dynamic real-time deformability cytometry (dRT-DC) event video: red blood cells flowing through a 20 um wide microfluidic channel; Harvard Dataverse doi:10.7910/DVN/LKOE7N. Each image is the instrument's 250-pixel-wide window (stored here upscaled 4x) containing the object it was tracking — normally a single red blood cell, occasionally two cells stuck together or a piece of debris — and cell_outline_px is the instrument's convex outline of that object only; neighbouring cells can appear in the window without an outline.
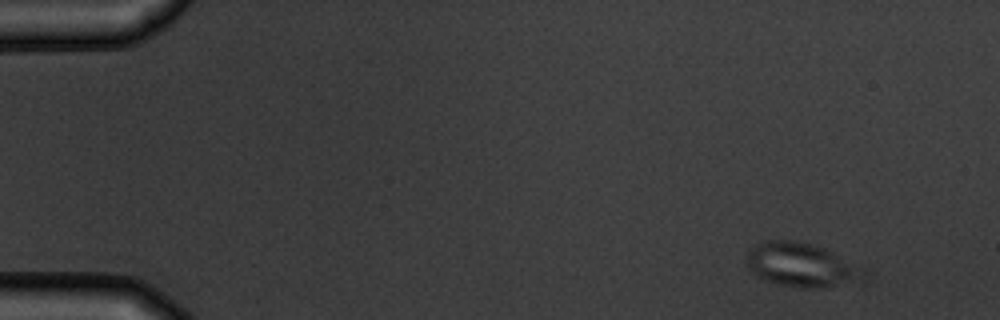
{"species": "common noctule bat (a hibernating species)", "species_latin": "Nyctalus noctula", "temperature_condition": "warm", "stored_images_in_passage": 7, "camera_frame_rate_fps": 3000, "um_per_image_px": 0.085, "animal": {"sex": "male", "body_mass_g": 19.5, "forearm_length_mm": 54.6}, "frame": {"image": 1, "passage_image": 1, "time_ms": 0.0, "image_size_px": [1000, 320], "cell_outline_px": [[868, 276], [864, 284], [816, 288], [800, 288], [780, 284], [764, 280], [756, 276], [744, 264], [748, 248], [764, 240], [792, 240], [824, 248], [868, 268]], "centroid_in_image_um": [68.23, 22.55], "position_along_channel_um": 16.8, "area_um2": 31.39}}